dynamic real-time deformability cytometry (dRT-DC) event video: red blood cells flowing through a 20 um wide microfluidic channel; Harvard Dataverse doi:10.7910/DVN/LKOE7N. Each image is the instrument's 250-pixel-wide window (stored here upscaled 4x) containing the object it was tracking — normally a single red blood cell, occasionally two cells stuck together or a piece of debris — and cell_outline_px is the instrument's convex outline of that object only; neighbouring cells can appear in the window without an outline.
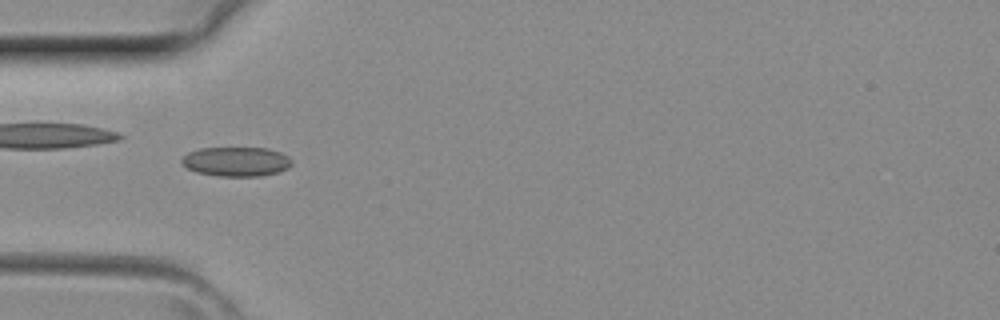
{"species": "common noctule bat (a hibernating species)", "species_latin": "Nyctalus noctula", "temperature_condition": "room temperature", "stored_images_in_passage": 2, "camera_frame_rate_fps": 3000, "um_per_image_px": 0.085, "animal": {"sex": "female", "body_mass_g": 29.2, "forearm_length_mm": 56.3}, "frame": {"image": 1, "passage_image": 2, "time_ms": 0.333, "image_size_px": [1000, 320], "cell_outline_px": [[292, 164], [288, 168], [280, 172], [260, 176], [216, 176], [196, 172], [180, 164], [180, 160], [188, 152], [200, 148], [268, 148], [280, 152], [288, 156], [292, 160]], "centroid_in_image_um": [20.08, 13.74], "position_along_channel_um": 64.9, "area_um2": 19.07}}